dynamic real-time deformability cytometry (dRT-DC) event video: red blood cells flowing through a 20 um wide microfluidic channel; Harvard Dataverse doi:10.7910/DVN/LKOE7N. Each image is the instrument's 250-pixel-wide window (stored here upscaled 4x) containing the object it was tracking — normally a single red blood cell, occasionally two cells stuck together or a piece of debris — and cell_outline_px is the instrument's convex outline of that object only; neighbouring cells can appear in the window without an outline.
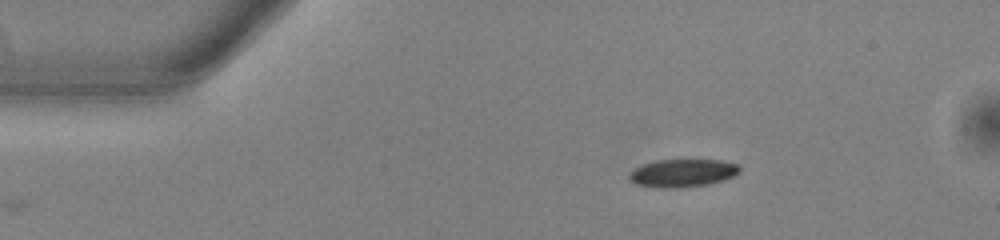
{"species": "common noctule bat (a hibernating species)", "species_latin": "Nyctalus noctula", "temperature_condition": "warm", "stored_images_in_passage": 37, "camera_frame_rate_fps": 3000, "um_per_image_px": 0.085, "animal": {"sex": "male", "body_mass_g": 13.0, "forearm_length_mm": 53.1}, "frame": {"image": 1, "passage_image": 1, "time_ms": 0.0, "image_size_px": [1000, 240], "cell_outline_px": [[740, 172], [736, 176], [724, 180], [708, 184], [680, 188], [656, 188], [636, 184], [628, 180], [628, 172], [644, 164], [656, 160], [724, 160], [740, 164]], "centroid_in_image_um": [58.04, 14.71], "position_along_channel_um": 27.0, "area_um2": 18.32}}
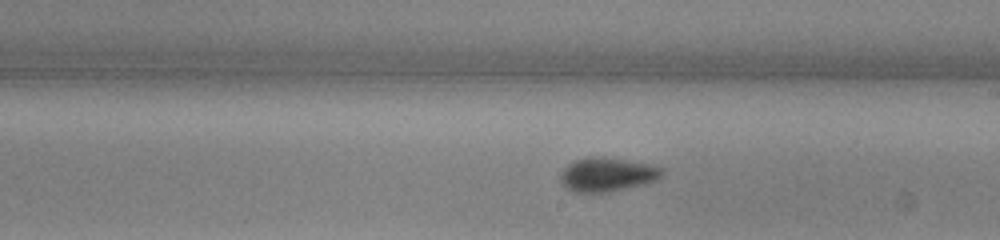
{"frame": {"image": 2, "passage_image": 22, "time_ms": 7.0, "image_size_px": [1000, 240], "cell_outline_px": [[664, 172], [656, 180], [644, 184], [608, 192], [576, 192], [560, 184], [560, 176], [564, 168], [568, 164], [576, 160], [588, 156], [604, 156], [648, 164], [660, 168]], "centroid_in_image_um": [51.57, 14.82], "position_along_channel_um": 237.4, "area_um2": 19.94}}
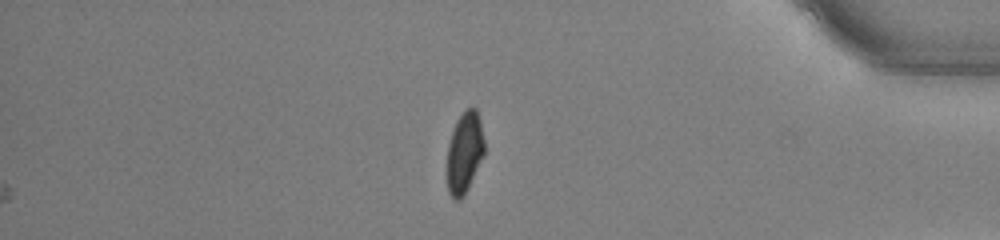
{"frame": {"image": 3, "passage_image": 37, "time_ms": 12.0, "image_size_px": [1000, 240], "cell_outline_px": [[484, 156], [464, 196], [460, 200], [452, 200], [448, 192], [444, 172], [448, 144], [456, 120], [468, 108], [476, 108], [480, 120], [484, 140]], "centroid_in_image_um": [39.43, 13.05], "position_along_channel_um": 395.8, "area_um2": 18.26}, "authors_computed_cell_mechanics": {"area_um2": 19.1896, "velocity_mm_per_s": 3.861, "shape_relaxation_time_tau1_ms": 4.0063, "shape_relaxation_time_tau2_ms": 1.8419, "deformation_change_tau1": 0.1298, "deformation_change_tau2": 0.0613}}